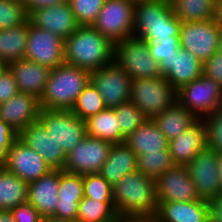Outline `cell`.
I'll list each match as a JSON object with an SVG mask.
<instances>
[{
	"label": "cell",
	"instance_id": "cell-47",
	"mask_svg": "<svg viewBox=\"0 0 222 222\" xmlns=\"http://www.w3.org/2000/svg\"><path fill=\"white\" fill-rule=\"evenodd\" d=\"M210 222H222V192L208 201Z\"/></svg>",
	"mask_w": 222,
	"mask_h": 222
},
{
	"label": "cell",
	"instance_id": "cell-54",
	"mask_svg": "<svg viewBox=\"0 0 222 222\" xmlns=\"http://www.w3.org/2000/svg\"><path fill=\"white\" fill-rule=\"evenodd\" d=\"M218 51L222 52V29H220V38H219V44H218Z\"/></svg>",
	"mask_w": 222,
	"mask_h": 222
},
{
	"label": "cell",
	"instance_id": "cell-24",
	"mask_svg": "<svg viewBox=\"0 0 222 222\" xmlns=\"http://www.w3.org/2000/svg\"><path fill=\"white\" fill-rule=\"evenodd\" d=\"M13 72L18 91L40 99L48 81L51 69L27 59H20L8 65Z\"/></svg>",
	"mask_w": 222,
	"mask_h": 222
},
{
	"label": "cell",
	"instance_id": "cell-46",
	"mask_svg": "<svg viewBox=\"0 0 222 222\" xmlns=\"http://www.w3.org/2000/svg\"><path fill=\"white\" fill-rule=\"evenodd\" d=\"M27 15L29 16L33 11L48 6L68 3V0H23Z\"/></svg>",
	"mask_w": 222,
	"mask_h": 222
},
{
	"label": "cell",
	"instance_id": "cell-17",
	"mask_svg": "<svg viewBox=\"0 0 222 222\" xmlns=\"http://www.w3.org/2000/svg\"><path fill=\"white\" fill-rule=\"evenodd\" d=\"M18 139L40 153L52 170H63L67 155L49 134L38 119L18 133Z\"/></svg>",
	"mask_w": 222,
	"mask_h": 222
},
{
	"label": "cell",
	"instance_id": "cell-16",
	"mask_svg": "<svg viewBox=\"0 0 222 222\" xmlns=\"http://www.w3.org/2000/svg\"><path fill=\"white\" fill-rule=\"evenodd\" d=\"M3 167L27 183L36 181L52 170L40 153L25 145L18 138L10 147Z\"/></svg>",
	"mask_w": 222,
	"mask_h": 222
},
{
	"label": "cell",
	"instance_id": "cell-9",
	"mask_svg": "<svg viewBox=\"0 0 222 222\" xmlns=\"http://www.w3.org/2000/svg\"><path fill=\"white\" fill-rule=\"evenodd\" d=\"M221 92L222 85L202 75L177 90V100L203 120L217 110Z\"/></svg>",
	"mask_w": 222,
	"mask_h": 222
},
{
	"label": "cell",
	"instance_id": "cell-14",
	"mask_svg": "<svg viewBox=\"0 0 222 222\" xmlns=\"http://www.w3.org/2000/svg\"><path fill=\"white\" fill-rule=\"evenodd\" d=\"M219 153L206 146L187 166L199 198L210 201L222 192L218 175Z\"/></svg>",
	"mask_w": 222,
	"mask_h": 222
},
{
	"label": "cell",
	"instance_id": "cell-48",
	"mask_svg": "<svg viewBox=\"0 0 222 222\" xmlns=\"http://www.w3.org/2000/svg\"><path fill=\"white\" fill-rule=\"evenodd\" d=\"M214 20L216 21L218 27L222 29V0H217L216 2Z\"/></svg>",
	"mask_w": 222,
	"mask_h": 222
},
{
	"label": "cell",
	"instance_id": "cell-6",
	"mask_svg": "<svg viewBox=\"0 0 222 222\" xmlns=\"http://www.w3.org/2000/svg\"><path fill=\"white\" fill-rule=\"evenodd\" d=\"M143 115L152 119L177 101V91L162 76L131 81L130 100Z\"/></svg>",
	"mask_w": 222,
	"mask_h": 222
},
{
	"label": "cell",
	"instance_id": "cell-42",
	"mask_svg": "<svg viewBox=\"0 0 222 222\" xmlns=\"http://www.w3.org/2000/svg\"><path fill=\"white\" fill-rule=\"evenodd\" d=\"M17 138L18 133L0 118V167L5 165L9 149Z\"/></svg>",
	"mask_w": 222,
	"mask_h": 222
},
{
	"label": "cell",
	"instance_id": "cell-27",
	"mask_svg": "<svg viewBox=\"0 0 222 222\" xmlns=\"http://www.w3.org/2000/svg\"><path fill=\"white\" fill-rule=\"evenodd\" d=\"M137 170V155L124 143L111 146L108 158L99 174L112 186L126 174Z\"/></svg>",
	"mask_w": 222,
	"mask_h": 222
},
{
	"label": "cell",
	"instance_id": "cell-31",
	"mask_svg": "<svg viewBox=\"0 0 222 222\" xmlns=\"http://www.w3.org/2000/svg\"><path fill=\"white\" fill-rule=\"evenodd\" d=\"M28 200V183L0 167V210L11 211Z\"/></svg>",
	"mask_w": 222,
	"mask_h": 222
},
{
	"label": "cell",
	"instance_id": "cell-26",
	"mask_svg": "<svg viewBox=\"0 0 222 222\" xmlns=\"http://www.w3.org/2000/svg\"><path fill=\"white\" fill-rule=\"evenodd\" d=\"M124 143L138 156L143 153H160L169 149V140L152 119L146 120L125 137Z\"/></svg>",
	"mask_w": 222,
	"mask_h": 222
},
{
	"label": "cell",
	"instance_id": "cell-13",
	"mask_svg": "<svg viewBox=\"0 0 222 222\" xmlns=\"http://www.w3.org/2000/svg\"><path fill=\"white\" fill-rule=\"evenodd\" d=\"M25 59L56 68L65 63L64 40L51 31L35 27L28 20Z\"/></svg>",
	"mask_w": 222,
	"mask_h": 222
},
{
	"label": "cell",
	"instance_id": "cell-8",
	"mask_svg": "<svg viewBox=\"0 0 222 222\" xmlns=\"http://www.w3.org/2000/svg\"><path fill=\"white\" fill-rule=\"evenodd\" d=\"M134 11L126 0H106L92 26L115 44L133 36Z\"/></svg>",
	"mask_w": 222,
	"mask_h": 222
},
{
	"label": "cell",
	"instance_id": "cell-30",
	"mask_svg": "<svg viewBox=\"0 0 222 222\" xmlns=\"http://www.w3.org/2000/svg\"><path fill=\"white\" fill-rule=\"evenodd\" d=\"M28 36V20L11 28L0 30V60L7 66L14 61L25 58Z\"/></svg>",
	"mask_w": 222,
	"mask_h": 222
},
{
	"label": "cell",
	"instance_id": "cell-23",
	"mask_svg": "<svg viewBox=\"0 0 222 222\" xmlns=\"http://www.w3.org/2000/svg\"><path fill=\"white\" fill-rule=\"evenodd\" d=\"M59 170H51L36 181L28 183V202L42 218L54 217L58 202Z\"/></svg>",
	"mask_w": 222,
	"mask_h": 222
},
{
	"label": "cell",
	"instance_id": "cell-25",
	"mask_svg": "<svg viewBox=\"0 0 222 222\" xmlns=\"http://www.w3.org/2000/svg\"><path fill=\"white\" fill-rule=\"evenodd\" d=\"M155 222H210L207 201L158 203Z\"/></svg>",
	"mask_w": 222,
	"mask_h": 222
},
{
	"label": "cell",
	"instance_id": "cell-40",
	"mask_svg": "<svg viewBox=\"0 0 222 222\" xmlns=\"http://www.w3.org/2000/svg\"><path fill=\"white\" fill-rule=\"evenodd\" d=\"M203 121L206 127L207 146L222 154V114L215 111Z\"/></svg>",
	"mask_w": 222,
	"mask_h": 222
},
{
	"label": "cell",
	"instance_id": "cell-1",
	"mask_svg": "<svg viewBox=\"0 0 222 222\" xmlns=\"http://www.w3.org/2000/svg\"><path fill=\"white\" fill-rule=\"evenodd\" d=\"M113 203L119 218H153L158 207L156 185L136 170L113 186Z\"/></svg>",
	"mask_w": 222,
	"mask_h": 222
},
{
	"label": "cell",
	"instance_id": "cell-12",
	"mask_svg": "<svg viewBox=\"0 0 222 222\" xmlns=\"http://www.w3.org/2000/svg\"><path fill=\"white\" fill-rule=\"evenodd\" d=\"M113 144L86 135L67 154L63 171L72 174L99 173Z\"/></svg>",
	"mask_w": 222,
	"mask_h": 222
},
{
	"label": "cell",
	"instance_id": "cell-49",
	"mask_svg": "<svg viewBox=\"0 0 222 222\" xmlns=\"http://www.w3.org/2000/svg\"><path fill=\"white\" fill-rule=\"evenodd\" d=\"M0 222H15L11 211L0 210Z\"/></svg>",
	"mask_w": 222,
	"mask_h": 222
},
{
	"label": "cell",
	"instance_id": "cell-43",
	"mask_svg": "<svg viewBox=\"0 0 222 222\" xmlns=\"http://www.w3.org/2000/svg\"><path fill=\"white\" fill-rule=\"evenodd\" d=\"M18 92L14 74L7 66L0 74V104L8 101Z\"/></svg>",
	"mask_w": 222,
	"mask_h": 222
},
{
	"label": "cell",
	"instance_id": "cell-19",
	"mask_svg": "<svg viewBox=\"0 0 222 222\" xmlns=\"http://www.w3.org/2000/svg\"><path fill=\"white\" fill-rule=\"evenodd\" d=\"M160 71L177 91L203 75V63L188 50L180 48L171 58L160 63Z\"/></svg>",
	"mask_w": 222,
	"mask_h": 222
},
{
	"label": "cell",
	"instance_id": "cell-21",
	"mask_svg": "<svg viewBox=\"0 0 222 222\" xmlns=\"http://www.w3.org/2000/svg\"><path fill=\"white\" fill-rule=\"evenodd\" d=\"M58 197L54 217L77 221L79 203L84 198L83 175L59 170Z\"/></svg>",
	"mask_w": 222,
	"mask_h": 222
},
{
	"label": "cell",
	"instance_id": "cell-39",
	"mask_svg": "<svg viewBox=\"0 0 222 222\" xmlns=\"http://www.w3.org/2000/svg\"><path fill=\"white\" fill-rule=\"evenodd\" d=\"M79 25H92L106 0H68Z\"/></svg>",
	"mask_w": 222,
	"mask_h": 222
},
{
	"label": "cell",
	"instance_id": "cell-41",
	"mask_svg": "<svg viewBox=\"0 0 222 222\" xmlns=\"http://www.w3.org/2000/svg\"><path fill=\"white\" fill-rule=\"evenodd\" d=\"M148 48L151 57L160 64L177 53L181 48L180 39L179 37H171V40L160 41V43H148Z\"/></svg>",
	"mask_w": 222,
	"mask_h": 222
},
{
	"label": "cell",
	"instance_id": "cell-20",
	"mask_svg": "<svg viewBox=\"0 0 222 222\" xmlns=\"http://www.w3.org/2000/svg\"><path fill=\"white\" fill-rule=\"evenodd\" d=\"M39 99L34 95L18 92L0 104V118L17 133L39 119Z\"/></svg>",
	"mask_w": 222,
	"mask_h": 222
},
{
	"label": "cell",
	"instance_id": "cell-56",
	"mask_svg": "<svg viewBox=\"0 0 222 222\" xmlns=\"http://www.w3.org/2000/svg\"><path fill=\"white\" fill-rule=\"evenodd\" d=\"M7 67V65L0 60V74L2 73V71Z\"/></svg>",
	"mask_w": 222,
	"mask_h": 222
},
{
	"label": "cell",
	"instance_id": "cell-28",
	"mask_svg": "<svg viewBox=\"0 0 222 222\" xmlns=\"http://www.w3.org/2000/svg\"><path fill=\"white\" fill-rule=\"evenodd\" d=\"M152 120L170 141L189 129L199 119L177 100Z\"/></svg>",
	"mask_w": 222,
	"mask_h": 222
},
{
	"label": "cell",
	"instance_id": "cell-52",
	"mask_svg": "<svg viewBox=\"0 0 222 222\" xmlns=\"http://www.w3.org/2000/svg\"><path fill=\"white\" fill-rule=\"evenodd\" d=\"M218 175L220 178V184H221V189H222V154H219Z\"/></svg>",
	"mask_w": 222,
	"mask_h": 222
},
{
	"label": "cell",
	"instance_id": "cell-32",
	"mask_svg": "<svg viewBox=\"0 0 222 222\" xmlns=\"http://www.w3.org/2000/svg\"><path fill=\"white\" fill-rule=\"evenodd\" d=\"M174 15L182 22L214 19L217 0H169Z\"/></svg>",
	"mask_w": 222,
	"mask_h": 222
},
{
	"label": "cell",
	"instance_id": "cell-22",
	"mask_svg": "<svg viewBox=\"0 0 222 222\" xmlns=\"http://www.w3.org/2000/svg\"><path fill=\"white\" fill-rule=\"evenodd\" d=\"M207 146L206 127L198 120L178 137L169 141V150L175 165L188 166L191 160Z\"/></svg>",
	"mask_w": 222,
	"mask_h": 222
},
{
	"label": "cell",
	"instance_id": "cell-38",
	"mask_svg": "<svg viewBox=\"0 0 222 222\" xmlns=\"http://www.w3.org/2000/svg\"><path fill=\"white\" fill-rule=\"evenodd\" d=\"M114 110L125 137L134 132L146 120L141 110L130 101L120 104Z\"/></svg>",
	"mask_w": 222,
	"mask_h": 222
},
{
	"label": "cell",
	"instance_id": "cell-51",
	"mask_svg": "<svg viewBox=\"0 0 222 222\" xmlns=\"http://www.w3.org/2000/svg\"><path fill=\"white\" fill-rule=\"evenodd\" d=\"M41 222H76V221L58 219V218H55V217H47V218H43Z\"/></svg>",
	"mask_w": 222,
	"mask_h": 222
},
{
	"label": "cell",
	"instance_id": "cell-7",
	"mask_svg": "<svg viewBox=\"0 0 222 222\" xmlns=\"http://www.w3.org/2000/svg\"><path fill=\"white\" fill-rule=\"evenodd\" d=\"M39 120L66 155L86 137L85 121L71 110L41 108Z\"/></svg>",
	"mask_w": 222,
	"mask_h": 222
},
{
	"label": "cell",
	"instance_id": "cell-18",
	"mask_svg": "<svg viewBox=\"0 0 222 222\" xmlns=\"http://www.w3.org/2000/svg\"><path fill=\"white\" fill-rule=\"evenodd\" d=\"M28 20L35 27L51 31L63 40L80 26L71 11L69 2L33 11L28 16Z\"/></svg>",
	"mask_w": 222,
	"mask_h": 222
},
{
	"label": "cell",
	"instance_id": "cell-35",
	"mask_svg": "<svg viewBox=\"0 0 222 222\" xmlns=\"http://www.w3.org/2000/svg\"><path fill=\"white\" fill-rule=\"evenodd\" d=\"M106 108L103 98L94 85L89 82L77 97L71 111L85 121Z\"/></svg>",
	"mask_w": 222,
	"mask_h": 222
},
{
	"label": "cell",
	"instance_id": "cell-4",
	"mask_svg": "<svg viewBox=\"0 0 222 222\" xmlns=\"http://www.w3.org/2000/svg\"><path fill=\"white\" fill-rule=\"evenodd\" d=\"M90 82V72L67 63L51 69L39 99L40 108L71 110Z\"/></svg>",
	"mask_w": 222,
	"mask_h": 222
},
{
	"label": "cell",
	"instance_id": "cell-10",
	"mask_svg": "<svg viewBox=\"0 0 222 222\" xmlns=\"http://www.w3.org/2000/svg\"><path fill=\"white\" fill-rule=\"evenodd\" d=\"M131 81L130 75L114 60L90 72V82L101 94L106 108H116L129 102Z\"/></svg>",
	"mask_w": 222,
	"mask_h": 222
},
{
	"label": "cell",
	"instance_id": "cell-34",
	"mask_svg": "<svg viewBox=\"0 0 222 222\" xmlns=\"http://www.w3.org/2000/svg\"><path fill=\"white\" fill-rule=\"evenodd\" d=\"M175 166L170 150H161L160 153H143L137 156V170L154 180Z\"/></svg>",
	"mask_w": 222,
	"mask_h": 222
},
{
	"label": "cell",
	"instance_id": "cell-45",
	"mask_svg": "<svg viewBox=\"0 0 222 222\" xmlns=\"http://www.w3.org/2000/svg\"><path fill=\"white\" fill-rule=\"evenodd\" d=\"M11 213L15 222H41L43 219L38 210L28 201L13 208Z\"/></svg>",
	"mask_w": 222,
	"mask_h": 222
},
{
	"label": "cell",
	"instance_id": "cell-36",
	"mask_svg": "<svg viewBox=\"0 0 222 222\" xmlns=\"http://www.w3.org/2000/svg\"><path fill=\"white\" fill-rule=\"evenodd\" d=\"M84 197L101 202H113V186L99 173L83 175Z\"/></svg>",
	"mask_w": 222,
	"mask_h": 222
},
{
	"label": "cell",
	"instance_id": "cell-5",
	"mask_svg": "<svg viewBox=\"0 0 222 222\" xmlns=\"http://www.w3.org/2000/svg\"><path fill=\"white\" fill-rule=\"evenodd\" d=\"M113 60L132 80L163 76L160 64L150 55L148 42L135 36L114 44Z\"/></svg>",
	"mask_w": 222,
	"mask_h": 222
},
{
	"label": "cell",
	"instance_id": "cell-55",
	"mask_svg": "<svg viewBox=\"0 0 222 222\" xmlns=\"http://www.w3.org/2000/svg\"><path fill=\"white\" fill-rule=\"evenodd\" d=\"M127 2H130L134 5H137L139 3H142V2H146V1H149V0H126Z\"/></svg>",
	"mask_w": 222,
	"mask_h": 222
},
{
	"label": "cell",
	"instance_id": "cell-3",
	"mask_svg": "<svg viewBox=\"0 0 222 222\" xmlns=\"http://www.w3.org/2000/svg\"><path fill=\"white\" fill-rule=\"evenodd\" d=\"M181 23L169 0H149L135 5L133 36L160 43L179 37Z\"/></svg>",
	"mask_w": 222,
	"mask_h": 222
},
{
	"label": "cell",
	"instance_id": "cell-15",
	"mask_svg": "<svg viewBox=\"0 0 222 222\" xmlns=\"http://www.w3.org/2000/svg\"><path fill=\"white\" fill-rule=\"evenodd\" d=\"M158 203L201 200L187 166L175 165L155 179Z\"/></svg>",
	"mask_w": 222,
	"mask_h": 222
},
{
	"label": "cell",
	"instance_id": "cell-2",
	"mask_svg": "<svg viewBox=\"0 0 222 222\" xmlns=\"http://www.w3.org/2000/svg\"><path fill=\"white\" fill-rule=\"evenodd\" d=\"M114 44L92 25H80L64 40V62L89 72L113 61Z\"/></svg>",
	"mask_w": 222,
	"mask_h": 222
},
{
	"label": "cell",
	"instance_id": "cell-29",
	"mask_svg": "<svg viewBox=\"0 0 222 222\" xmlns=\"http://www.w3.org/2000/svg\"><path fill=\"white\" fill-rule=\"evenodd\" d=\"M86 135L103 139L112 144L122 143L125 136L122 134L114 108H105L98 114L85 120Z\"/></svg>",
	"mask_w": 222,
	"mask_h": 222
},
{
	"label": "cell",
	"instance_id": "cell-53",
	"mask_svg": "<svg viewBox=\"0 0 222 222\" xmlns=\"http://www.w3.org/2000/svg\"><path fill=\"white\" fill-rule=\"evenodd\" d=\"M218 113H221L222 114V92H221V95H220V98H219V104H218V108L216 110Z\"/></svg>",
	"mask_w": 222,
	"mask_h": 222
},
{
	"label": "cell",
	"instance_id": "cell-11",
	"mask_svg": "<svg viewBox=\"0 0 222 222\" xmlns=\"http://www.w3.org/2000/svg\"><path fill=\"white\" fill-rule=\"evenodd\" d=\"M220 28L214 19L181 23L180 47L188 50L202 63L218 51Z\"/></svg>",
	"mask_w": 222,
	"mask_h": 222
},
{
	"label": "cell",
	"instance_id": "cell-44",
	"mask_svg": "<svg viewBox=\"0 0 222 222\" xmlns=\"http://www.w3.org/2000/svg\"><path fill=\"white\" fill-rule=\"evenodd\" d=\"M203 75L222 85V52L217 51L203 63Z\"/></svg>",
	"mask_w": 222,
	"mask_h": 222
},
{
	"label": "cell",
	"instance_id": "cell-50",
	"mask_svg": "<svg viewBox=\"0 0 222 222\" xmlns=\"http://www.w3.org/2000/svg\"><path fill=\"white\" fill-rule=\"evenodd\" d=\"M118 222H155L153 218H119Z\"/></svg>",
	"mask_w": 222,
	"mask_h": 222
},
{
	"label": "cell",
	"instance_id": "cell-37",
	"mask_svg": "<svg viewBox=\"0 0 222 222\" xmlns=\"http://www.w3.org/2000/svg\"><path fill=\"white\" fill-rule=\"evenodd\" d=\"M27 20L23 0H0V30L22 25Z\"/></svg>",
	"mask_w": 222,
	"mask_h": 222
},
{
	"label": "cell",
	"instance_id": "cell-33",
	"mask_svg": "<svg viewBox=\"0 0 222 222\" xmlns=\"http://www.w3.org/2000/svg\"><path fill=\"white\" fill-rule=\"evenodd\" d=\"M113 202H101L84 197L78 207L76 222H118Z\"/></svg>",
	"mask_w": 222,
	"mask_h": 222
}]
</instances>
